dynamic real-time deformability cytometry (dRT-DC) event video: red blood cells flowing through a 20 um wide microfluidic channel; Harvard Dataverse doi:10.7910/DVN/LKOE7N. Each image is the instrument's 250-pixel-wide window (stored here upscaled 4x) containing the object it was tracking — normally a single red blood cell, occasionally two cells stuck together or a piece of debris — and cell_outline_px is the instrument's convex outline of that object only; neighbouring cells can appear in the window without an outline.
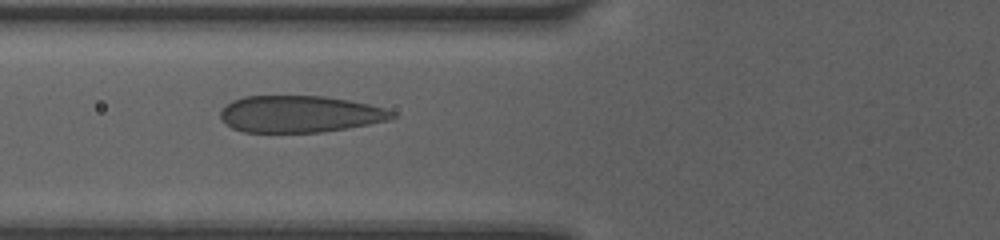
{"species": "human", "species_latin": "Homo sapiens", "temperature_condition": "room temperature", "stored_images_in_passage": 37, "camera_frame_rate_fps": 3000, "um_per_image_px": 0.085, "donor": {"sex": "female"}, "frame": {"image": 1, "passage_image": 15, "time_ms": 6.0, "image_size_px": [1000, 240], "cell_outline_px": [[400, 116], [388, 120], [348, 128], [320, 132], [244, 132], [232, 128], [220, 116], [220, 112], [232, 100], [244, 96], [324, 96], [348, 100], [368, 104], [384, 108], [396, 112]], "centroid_in_image_um": [25.53, 9.69], "position_along_channel_um": 100.3, "area_um2": 36.7}}
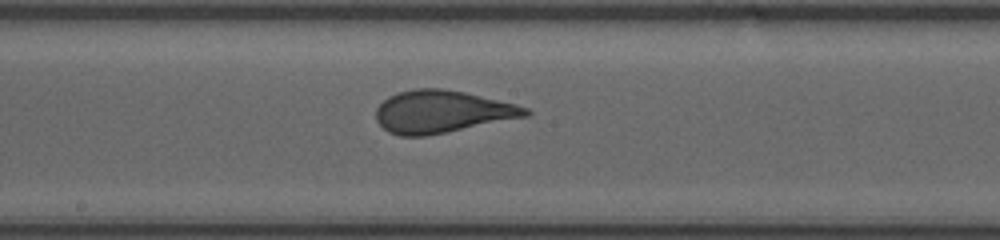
{"frame": {"image": 2, "passage_image": 21, "time_ms": 8.667, "image_size_px": [1000, 240], "cell_outline_px": [[532, 112], [528, 116], [424, 136], [400, 136], [388, 132], [376, 120], [376, 108], [388, 96], [396, 92], [416, 88], [444, 88], [464, 92], [516, 104], [528, 108]], "centroid_in_image_um": [37.54, 9.48], "position_along_channel_um": 210.7, "area_um2": 36.82}}
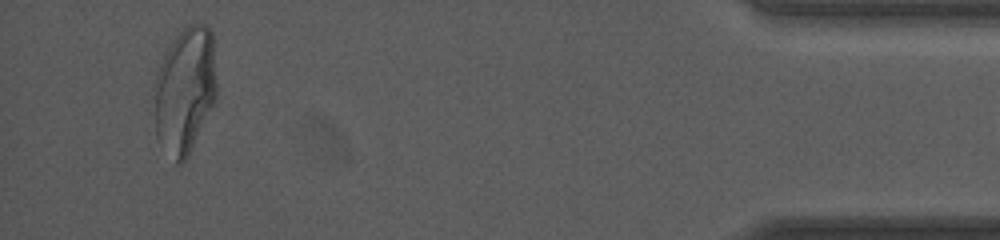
{"frame": {"image": 3, "passage_image": 35, "time_ms": 15.333, "image_size_px": [1000, 240], "cell_outline_px": [[216, 100], [188, 156], [180, 164], [176, 164], [156, 136], [156, 72], [176, 28], [200, 20], [208, 24], [212, 32], [216, 84]], "centroid_in_image_um": [15.74, 7.55], "position_along_channel_um": 419.5, "area_um2": 46.41}, "authors_computed_cell_mechanics": {"area_um2": 38.148, "velocity_mm_per_s": 4.1033, "shape_relaxation_time_tau1_ms": 4.5967, "shape_relaxation_time_tau2_ms": null, "deformation_change_tau1": 0.1721, "deformation_change_tau2": null}}